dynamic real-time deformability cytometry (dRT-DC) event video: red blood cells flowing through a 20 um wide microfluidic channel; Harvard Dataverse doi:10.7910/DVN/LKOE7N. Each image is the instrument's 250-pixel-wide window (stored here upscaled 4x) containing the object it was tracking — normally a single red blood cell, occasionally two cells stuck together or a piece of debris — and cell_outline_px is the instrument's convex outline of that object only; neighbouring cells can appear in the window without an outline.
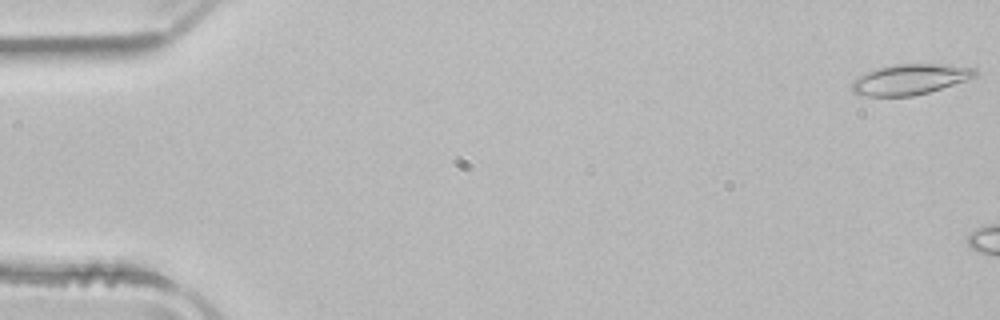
{"species": "common noctule bat (a hibernating species)", "species_latin": "Nyctalus noctula", "temperature_condition": "room temperature", "stored_images_in_passage": 8, "camera_frame_rate_fps": 3000, "um_per_image_px": 0.085, "animal": {"sex": "male", "body_mass_g": 21.5, "forearm_length_mm": 52.0}, "frame": {"image": 1, "passage_image": 1, "time_ms": 0.0, "image_size_px": [1000, 320], "cell_outline_px": [[980, 76], [928, 92], [912, 96], [868, 96], [852, 92], [852, 80], [856, 76], [864, 72], [876, 68], [896, 64], [948, 64], [976, 68]], "centroid_in_image_um": [77.37, 6.73], "position_along_channel_um": 7.6, "area_um2": 22.2}}